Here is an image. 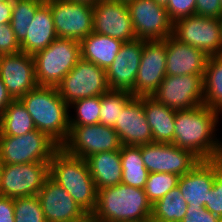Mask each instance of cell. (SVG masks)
<instances>
[{"label": "cell", "instance_id": "cell-1", "mask_svg": "<svg viewBox=\"0 0 222 222\" xmlns=\"http://www.w3.org/2000/svg\"><path fill=\"white\" fill-rule=\"evenodd\" d=\"M220 114L204 104L176 111L172 144L191 151L200 160L221 158L222 141L215 136Z\"/></svg>", "mask_w": 222, "mask_h": 222}, {"label": "cell", "instance_id": "cell-17", "mask_svg": "<svg viewBox=\"0 0 222 222\" xmlns=\"http://www.w3.org/2000/svg\"><path fill=\"white\" fill-rule=\"evenodd\" d=\"M0 78L14 100L38 86L32 55L23 51L0 55Z\"/></svg>", "mask_w": 222, "mask_h": 222}, {"label": "cell", "instance_id": "cell-5", "mask_svg": "<svg viewBox=\"0 0 222 222\" xmlns=\"http://www.w3.org/2000/svg\"><path fill=\"white\" fill-rule=\"evenodd\" d=\"M33 59L38 86L56 87L81 59L80 41L57 37Z\"/></svg>", "mask_w": 222, "mask_h": 222}, {"label": "cell", "instance_id": "cell-2", "mask_svg": "<svg viewBox=\"0 0 222 222\" xmlns=\"http://www.w3.org/2000/svg\"><path fill=\"white\" fill-rule=\"evenodd\" d=\"M37 130L46 133L60 147L70 133L69 105L54 86H37L19 99Z\"/></svg>", "mask_w": 222, "mask_h": 222}, {"label": "cell", "instance_id": "cell-47", "mask_svg": "<svg viewBox=\"0 0 222 222\" xmlns=\"http://www.w3.org/2000/svg\"><path fill=\"white\" fill-rule=\"evenodd\" d=\"M220 28H221V55H222V18L220 19Z\"/></svg>", "mask_w": 222, "mask_h": 222}, {"label": "cell", "instance_id": "cell-45", "mask_svg": "<svg viewBox=\"0 0 222 222\" xmlns=\"http://www.w3.org/2000/svg\"><path fill=\"white\" fill-rule=\"evenodd\" d=\"M70 2H76V3H84V4H91L94 6V4L97 2V0H68Z\"/></svg>", "mask_w": 222, "mask_h": 222}, {"label": "cell", "instance_id": "cell-39", "mask_svg": "<svg viewBox=\"0 0 222 222\" xmlns=\"http://www.w3.org/2000/svg\"><path fill=\"white\" fill-rule=\"evenodd\" d=\"M181 222H222V219L208 211L205 206H187Z\"/></svg>", "mask_w": 222, "mask_h": 222}, {"label": "cell", "instance_id": "cell-41", "mask_svg": "<svg viewBox=\"0 0 222 222\" xmlns=\"http://www.w3.org/2000/svg\"><path fill=\"white\" fill-rule=\"evenodd\" d=\"M0 222H15L14 199L0 195Z\"/></svg>", "mask_w": 222, "mask_h": 222}, {"label": "cell", "instance_id": "cell-30", "mask_svg": "<svg viewBox=\"0 0 222 222\" xmlns=\"http://www.w3.org/2000/svg\"><path fill=\"white\" fill-rule=\"evenodd\" d=\"M178 186L152 205L150 222H181L188 203Z\"/></svg>", "mask_w": 222, "mask_h": 222}, {"label": "cell", "instance_id": "cell-18", "mask_svg": "<svg viewBox=\"0 0 222 222\" xmlns=\"http://www.w3.org/2000/svg\"><path fill=\"white\" fill-rule=\"evenodd\" d=\"M144 40L124 42L113 63L105 70L110 89L125 90L135 97V80L140 66Z\"/></svg>", "mask_w": 222, "mask_h": 222}, {"label": "cell", "instance_id": "cell-16", "mask_svg": "<svg viewBox=\"0 0 222 222\" xmlns=\"http://www.w3.org/2000/svg\"><path fill=\"white\" fill-rule=\"evenodd\" d=\"M166 39L145 41L135 80V97L151 96L166 77Z\"/></svg>", "mask_w": 222, "mask_h": 222}, {"label": "cell", "instance_id": "cell-37", "mask_svg": "<svg viewBox=\"0 0 222 222\" xmlns=\"http://www.w3.org/2000/svg\"><path fill=\"white\" fill-rule=\"evenodd\" d=\"M205 208L222 219V168L215 174L213 187L209 191Z\"/></svg>", "mask_w": 222, "mask_h": 222}, {"label": "cell", "instance_id": "cell-43", "mask_svg": "<svg viewBox=\"0 0 222 222\" xmlns=\"http://www.w3.org/2000/svg\"><path fill=\"white\" fill-rule=\"evenodd\" d=\"M13 100L14 99L11 97L8 90L6 89V86L0 78V115Z\"/></svg>", "mask_w": 222, "mask_h": 222}, {"label": "cell", "instance_id": "cell-12", "mask_svg": "<svg viewBox=\"0 0 222 222\" xmlns=\"http://www.w3.org/2000/svg\"><path fill=\"white\" fill-rule=\"evenodd\" d=\"M203 77L191 74L166 75L151 97L176 111L203 105Z\"/></svg>", "mask_w": 222, "mask_h": 222}, {"label": "cell", "instance_id": "cell-42", "mask_svg": "<svg viewBox=\"0 0 222 222\" xmlns=\"http://www.w3.org/2000/svg\"><path fill=\"white\" fill-rule=\"evenodd\" d=\"M13 0L0 1V24L10 23Z\"/></svg>", "mask_w": 222, "mask_h": 222}, {"label": "cell", "instance_id": "cell-9", "mask_svg": "<svg viewBox=\"0 0 222 222\" xmlns=\"http://www.w3.org/2000/svg\"><path fill=\"white\" fill-rule=\"evenodd\" d=\"M121 142L113 127L101 123L84 126H70L67 141L61 146L68 154L87 159L97 153L118 151Z\"/></svg>", "mask_w": 222, "mask_h": 222}, {"label": "cell", "instance_id": "cell-35", "mask_svg": "<svg viewBox=\"0 0 222 222\" xmlns=\"http://www.w3.org/2000/svg\"><path fill=\"white\" fill-rule=\"evenodd\" d=\"M14 217L15 222H46L37 195L15 198Z\"/></svg>", "mask_w": 222, "mask_h": 222}, {"label": "cell", "instance_id": "cell-3", "mask_svg": "<svg viewBox=\"0 0 222 222\" xmlns=\"http://www.w3.org/2000/svg\"><path fill=\"white\" fill-rule=\"evenodd\" d=\"M152 204L144 189L122 183L97 190V222H150Z\"/></svg>", "mask_w": 222, "mask_h": 222}, {"label": "cell", "instance_id": "cell-8", "mask_svg": "<svg viewBox=\"0 0 222 222\" xmlns=\"http://www.w3.org/2000/svg\"><path fill=\"white\" fill-rule=\"evenodd\" d=\"M49 176V162L1 164L0 195L12 199L36 196Z\"/></svg>", "mask_w": 222, "mask_h": 222}, {"label": "cell", "instance_id": "cell-23", "mask_svg": "<svg viewBox=\"0 0 222 222\" xmlns=\"http://www.w3.org/2000/svg\"><path fill=\"white\" fill-rule=\"evenodd\" d=\"M57 38L50 6L44 2L35 12L27 29L26 38L20 43L21 51L34 55L45 49Z\"/></svg>", "mask_w": 222, "mask_h": 222}, {"label": "cell", "instance_id": "cell-27", "mask_svg": "<svg viewBox=\"0 0 222 222\" xmlns=\"http://www.w3.org/2000/svg\"><path fill=\"white\" fill-rule=\"evenodd\" d=\"M120 156L123 172L121 183L144 189L149 171L142 160L141 145H122Z\"/></svg>", "mask_w": 222, "mask_h": 222}, {"label": "cell", "instance_id": "cell-36", "mask_svg": "<svg viewBox=\"0 0 222 222\" xmlns=\"http://www.w3.org/2000/svg\"><path fill=\"white\" fill-rule=\"evenodd\" d=\"M170 19L176 20L196 14V0H169L165 7Z\"/></svg>", "mask_w": 222, "mask_h": 222}, {"label": "cell", "instance_id": "cell-32", "mask_svg": "<svg viewBox=\"0 0 222 222\" xmlns=\"http://www.w3.org/2000/svg\"><path fill=\"white\" fill-rule=\"evenodd\" d=\"M131 92L109 89L101 95L100 123L114 127L123 107L133 98Z\"/></svg>", "mask_w": 222, "mask_h": 222}, {"label": "cell", "instance_id": "cell-22", "mask_svg": "<svg viewBox=\"0 0 222 222\" xmlns=\"http://www.w3.org/2000/svg\"><path fill=\"white\" fill-rule=\"evenodd\" d=\"M166 75H204L208 56L198 48L180 42L173 35L166 38Z\"/></svg>", "mask_w": 222, "mask_h": 222}, {"label": "cell", "instance_id": "cell-29", "mask_svg": "<svg viewBox=\"0 0 222 222\" xmlns=\"http://www.w3.org/2000/svg\"><path fill=\"white\" fill-rule=\"evenodd\" d=\"M35 129L33 119L19 99L13 100L0 115V136H21Z\"/></svg>", "mask_w": 222, "mask_h": 222}, {"label": "cell", "instance_id": "cell-40", "mask_svg": "<svg viewBox=\"0 0 222 222\" xmlns=\"http://www.w3.org/2000/svg\"><path fill=\"white\" fill-rule=\"evenodd\" d=\"M196 15L221 19V0H196Z\"/></svg>", "mask_w": 222, "mask_h": 222}, {"label": "cell", "instance_id": "cell-34", "mask_svg": "<svg viewBox=\"0 0 222 222\" xmlns=\"http://www.w3.org/2000/svg\"><path fill=\"white\" fill-rule=\"evenodd\" d=\"M180 176L171 173H149L144 191L148 201L153 205L175 188Z\"/></svg>", "mask_w": 222, "mask_h": 222}, {"label": "cell", "instance_id": "cell-24", "mask_svg": "<svg viewBox=\"0 0 222 222\" xmlns=\"http://www.w3.org/2000/svg\"><path fill=\"white\" fill-rule=\"evenodd\" d=\"M143 109L153 142L173 143L176 110L157 102L151 96H143Z\"/></svg>", "mask_w": 222, "mask_h": 222}, {"label": "cell", "instance_id": "cell-6", "mask_svg": "<svg viewBox=\"0 0 222 222\" xmlns=\"http://www.w3.org/2000/svg\"><path fill=\"white\" fill-rule=\"evenodd\" d=\"M60 146L37 129L21 136H0V163L50 162Z\"/></svg>", "mask_w": 222, "mask_h": 222}, {"label": "cell", "instance_id": "cell-14", "mask_svg": "<svg viewBox=\"0 0 222 222\" xmlns=\"http://www.w3.org/2000/svg\"><path fill=\"white\" fill-rule=\"evenodd\" d=\"M141 156L149 173H171L178 176L186 174L201 161L191 151L172 143L143 144Z\"/></svg>", "mask_w": 222, "mask_h": 222}, {"label": "cell", "instance_id": "cell-13", "mask_svg": "<svg viewBox=\"0 0 222 222\" xmlns=\"http://www.w3.org/2000/svg\"><path fill=\"white\" fill-rule=\"evenodd\" d=\"M57 37L81 41L93 32V5L68 0H46Z\"/></svg>", "mask_w": 222, "mask_h": 222}, {"label": "cell", "instance_id": "cell-15", "mask_svg": "<svg viewBox=\"0 0 222 222\" xmlns=\"http://www.w3.org/2000/svg\"><path fill=\"white\" fill-rule=\"evenodd\" d=\"M93 32L128 42L136 39L126 1L99 0L93 6Z\"/></svg>", "mask_w": 222, "mask_h": 222}, {"label": "cell", "instance_id": "cell-31", "mask_svg": "<svg viewBox=\"0 0 222 222\" xmlns=\"http://www.w3.org/2000/svg\"><path fill=\"white\" fill-rule=\"evenodd\" d=\"M44 2V0H13L10 24L19 43L26 38L27 29L35 17V12Z\"/></svg>", "mask_w": 222, "mask_h": 222}, {"label": "cell", "instance_id": "cell-46", "mask_svg": "<svg viewBox=\"0 0 222 222\" xmlns=\"http://www.w3.org/2000/svg\"><path fill=\"white\" fill-rule=\"evenodd\" d=\"M157 4H160L164 7L167 6L169 0H154Z\"/></svg>", "mask_w": 222, "mask_h": 222}, {"label": "cell", "instance_id": "cell-11", "mask_svg": "<svg viewBox=\"0 0 222 222\" xmlns=\"http://www.w3.org/2000/svg\"><path fill=\"white\" fill-rule=\"evenodd\" d=\"M126 4L137 39L164 40L173 35L174 22L164 6L154 0H128Z\"/></svg>", "mask_w": 222, "mask_h": 222}, {"label": "cell", "instance_id": "cell-25", "mask_svg": "<svg viewBox=\"0 0 222 222\" xmlns=\"http://www.w3.org/2000/svg\"><path fill=\"white\" fill-rule=\"evenodd\" d=\"M86 161L97 190L121 183L123 172L120 150L97 153Z\"/></svg>", "mask_w": 222, "mask_h": 222}, {"label": "cell", "instance_id": "cell-20", "mask_svg": "<svg viewBox=\"0 0 222 222\" xmlns=\"http://www.w3.org/2000/svg\"><path fill=\"white\" fill-rule=\"evenodd\" d=\"M37 196L46 222H72L87 214L50 176Z\"/></svg>", "mask_w": 222, "mask_h": 222}, {"label": "cell", "instance_id": "cell-26", "mask_svg": "<svg viewBox=\"0 0 222 222\" xmlns=\"http://www.w3.org/2000/svg\"><path fill=\"white\" fill-rule=\"evenodd\" d=\"M123 41L95 32L80 41L81 58L107 69L115 60Z\"/></svg>", "mask_w": 222, "mask_h": 222}, {"label": "cell", "instance_id": "cell-33", "mask_svg": "<svg viewBox=\"0 0 222 222\" xmlns=\"http://www.w3.org/2000/svg\"><path fill=\"white\" fill-rule=\"evenodd\" d=\"M75 115L69 114L70 126H84L100 123L101 96L82 98L69 105Z\"/></svg>", "mask_w": 222, "mask_h": 222}, {"label": "cell", "instance_id": "cell-21", "mask_svg": "<svg viewBox=\"0 0 222 222\" xmlns=\"http://www.w3.org/2000/svg\"><path fill=\"white\" fill-rule=\"evenodd\" d=\"M122 145L139 146L153 142L143 109V96L133 97L124 107L113 127Z\"/></svg>", "mask_w": 222, "mask_h": 222}, {"label": "cell", "instance_id": "cell-19", "mask_svg": "<svg viewBox=\"0 0 222 222\" xmlns=\"http://www.w3.org/2000/svg\"><path fill=\"white\" fill-rule=\"evenodd\" d=\"M222 168V157L201 160L189 172L178 179V188L188 206H206L215 174Z\"/></svg>", "mask_w": 222, "mask_h": 222}, {"label": "cell", "instance_id": "cell-38", "mask_svg": "<svg viewBox=\"0 0 222 222\" xmlns=\"http://www.w3.org/2000/svg\"><path fill=\"white\" fill-rule=\"evenodd\" d=\"M21 51L10 23L0 24V55Z\"/></svg>", "mask_w": 222, "mask_h": 222}, {"label": "cell", "instance_id": "cell-4", "mask_svg": "<svg viewBox=\"0 0 222 222\" xmlns=\"http://www.w3.org/2000/svg\"><path fill=\"white\" fill-rule=\"evenodd\" d=\"M49 176L63 187L87 214L97 203V189L85 159L68 154L60 147L49 162Z\"/></svg>", "mask_w": 222, "mask_h": 222}, {"label": "cell", "instance_id": "cell-10", "mask_svg": "<svg viewBox=\"0 0 222 222\" xmlns=\"http://www.w3.org/2000/svg\"><path fill=\"white\" fill-rule=\"evenodd\" d=\"M173 36L182 43L198 48L208 57L221 54L220 19L196 14L180 18L174 22Z\"/></svg>", "mask_w": 222, "mask_h": 222}, {"label": "cell", "instance_id": "cell-28", "mask_svg": "<svg viewBox=\"0 0 222 222\" xmlns=\"http://www.w3.org/2000/svg\"><path fill=\"white\" fill-rule=\"evenodd\" d=\"M204 105L222 114V55L209 56L203 77Z\"/></svg>", "mask_w": 222, "mask_h": 222}, {"label": "cell", "instance_id": "cell-44", "mask_svg": "<svg viewBox=\"0 0 222 222\" xmlns=\"http://www.w3.org/2000/svg\"><path fill=\"white\" fill-rule=\"evenodd\" d=\"M72 222H97L93 214H86L82 218L72 221Z\"/></svg>", "mask_w": 222, "mask_h": 222}, {"label": "cell", "instance_id": "cell-7", "mask_svg": "<svg viewBox=\"0 0 222 222\" xmlns=\"http://www.w3.org/2000/svg\"><path fill=\"white\" fill-rule=\"evenodd\" d=\"M56 88L68 105L82 98L101 96L110 89L105 69L82 58Z\"/></svg>", "mask_w": 222, "mask_h": 222}]
</instances>
